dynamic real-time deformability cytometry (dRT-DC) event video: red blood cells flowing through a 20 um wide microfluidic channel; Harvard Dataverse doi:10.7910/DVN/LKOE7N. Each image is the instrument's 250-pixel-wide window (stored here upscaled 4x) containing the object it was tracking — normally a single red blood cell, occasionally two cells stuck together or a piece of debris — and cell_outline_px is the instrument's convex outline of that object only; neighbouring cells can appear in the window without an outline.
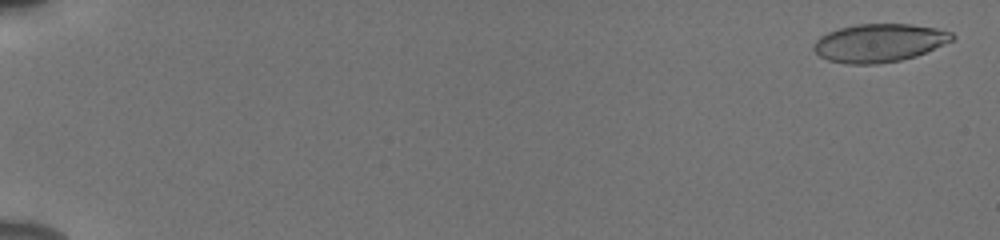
{"species": "human", "species_latin": "Homo sapiens", "temperature_condition": "cold", "stored_images_in_passage": 55, "camera_frame_rate_fps": 3000, "um_per_image_px": 0.085, "donor": {"sex": "male"}, "frame": {"image": 1, "passage_image": 2, "time_ms": 0.333, "image_size_px": [1000, 240], "cell_outline_px": [[956, 36], [952, 40], [944, 44], [916, 56], [900, 60], [876, 64], [848, 64], [828, 60], [820, 56], [812, 48], [812, 44], [820, 36], [828, 32], [840, 28], [856, 24], [912, 24], [936, 28], [952, 32]], "centroid_in_image_um": [74.72, 3.64], "position_along_channel_um": 10.3, "area_um2": 30.81}}
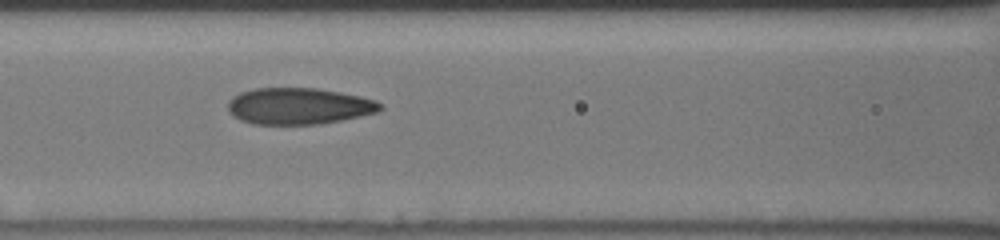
{"frame": {"image": 2, "passage_image": 27, "time_ms": 8.667, "image_size_px": [1000, 240], "cell_outline_px": [[384, 108], [376, 112], [360, 116], [320, 124], [252, 124], [240, 120], [232, 116], [228, 112], [228, 100], [232, 96], [240, 92], [256, 88], [316, 88], [340, 92], [360, 96], [376, 100], [384, 104]], "centroid_in_image_um": [25.38, 9.02], "position_along_channel_um": 141.2, "area_um2": 32.6}}
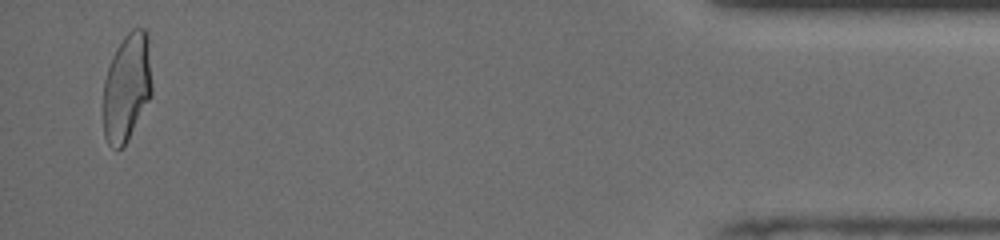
{"frame": {"image": 3, "passage_image": 54, "time_ms": 17.667, "image_size_px": [1000, 240], "cell_outline_px": [[152, 92], [128, 140], [120, 148], [112, 148], [108, 144], [104, 136], [104, 80], [112, 56], [116, 48], [124, 36], [132, 28], [144, 28], [148, 32], [152, 88]], "centroid_in_image_um": [10.78, 7.38], "position_along_channel_um": 424.4, "area_um2": 30.52}, "authors_computed_cell_mechanics": {"area_um2": 31.3854, "velocity_mm_per_s": 3.88, "shape_relaxation_time_tau1_ms": 5.1545, "shape_relaxation_time_tau2_ms": 1.1161, "deformation_change_tau1": 0.1712, "deformation_change_tau2": 0.0723}}